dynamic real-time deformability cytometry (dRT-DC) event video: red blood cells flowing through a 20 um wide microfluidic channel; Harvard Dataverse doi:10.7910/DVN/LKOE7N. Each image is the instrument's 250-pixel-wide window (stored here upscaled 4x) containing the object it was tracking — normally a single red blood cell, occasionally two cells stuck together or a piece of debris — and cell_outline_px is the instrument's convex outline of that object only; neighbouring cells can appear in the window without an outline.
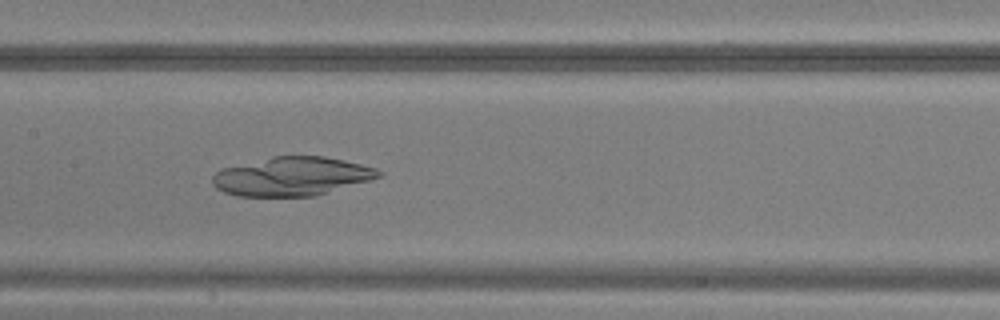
{"species": "common noctule bat (a hibernating species)", "species_latin": "Nyctalus noctula", "temperature_condition": "warm", "stored_images_in_passage": 34, "camera_frame_rate_fps": 3000, "um_per_image_px": 0.085, "animal": {"sex": "male", "body_mass_g": 20.5, "forearm_length_mm": 52.5}, "frame": {"image": 1, "passage_image": 24, "time_ms": 7.667, "image_size_px": [1000, 320], "cell_outline_px": [[384, 172], [380, 176], [368, 180], [328, 192], [312, 196], [236, 196], [224, 192], [216, 188], [212, 184], [212, 176], [220, 168], [272, 156], [324, 156], [344, 160], [376, 168]], "centroid_in_image_um": [24.75, 14.98], "position_along_channel_um": 182.6, "area_um2": 37.45}}
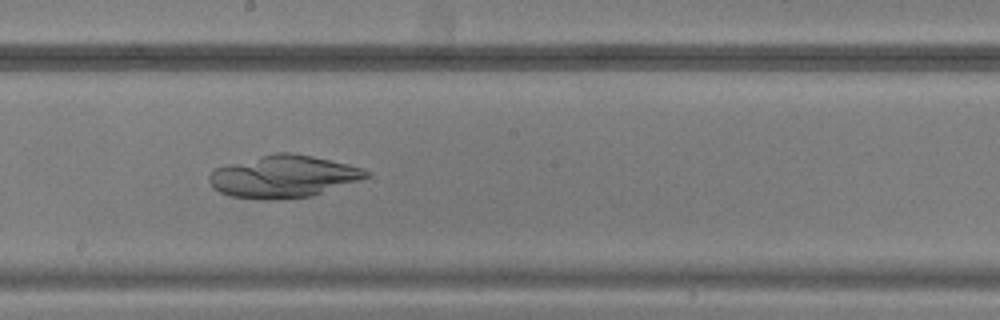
{"frame": {"image": 2, "passage_image": 27, "time_ms": 8.667, "image_size_px": [1000, 320], "cell_outline_px": [[372, 176], [312, 196], [264, 200], [232, 196], [220, 192], [212, 188], [208, 180], [208, 176], [216, 168], [228, 164], [276, 152], [292, 152], [312, 156], [348, 164], [364, 168], [372, 172]], "centroid_in_image_um": [24.12, 15.0], "position_along_channel_um": 224.1, "area_um2": 38.61}}
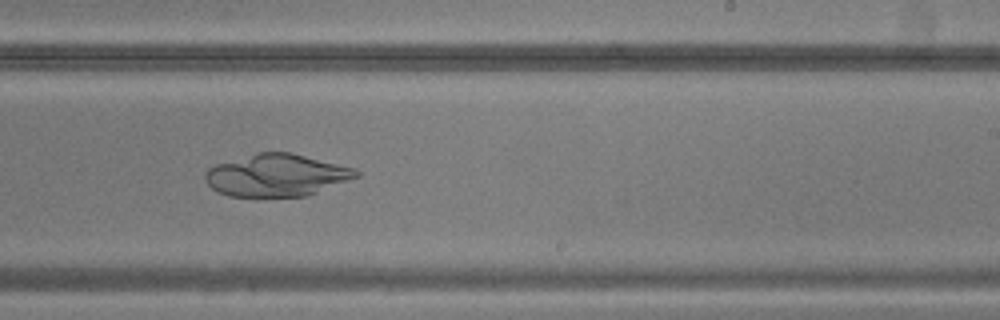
{"frame": {"image": 3, "passage_image": 30, "time_ms": 9.667, "image_size_px": [1000, 320], "cell_outline_px": [[360, 176], [308, 196], [228, 196], [216, 192], [204, 180], [204, 172], [208, 168], [216, 164], [256, 152], [288, 152], [352, 168], [360, 172]], "centroid_in_image_um": [23.46, 14.9], "position_along_channel_um": 265.5, "area_um2": 36.99}}